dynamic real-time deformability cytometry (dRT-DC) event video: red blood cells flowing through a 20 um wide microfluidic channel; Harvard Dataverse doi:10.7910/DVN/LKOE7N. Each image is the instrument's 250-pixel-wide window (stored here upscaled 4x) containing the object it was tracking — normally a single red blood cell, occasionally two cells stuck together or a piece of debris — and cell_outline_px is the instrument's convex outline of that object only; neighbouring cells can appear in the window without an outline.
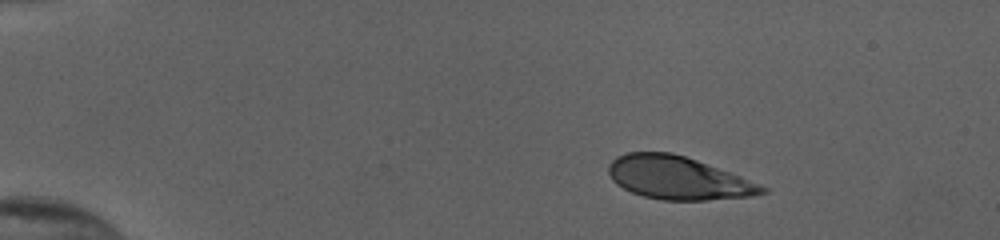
{"species": "human", "species_latin": "Homo sapiens", "temperature_condition": "cold", "stored_images_in_passage": 46, "camera_frame_rate_fps": 3000, "um_per_image_px": 0.085, "donor": {"sex": "female"}, "frame": {"image": 1, "passage_image": 1, "time_ms": 0.0, "image_size_px": [1000, 240], "cell_outline_px": [[768, 192], [752, 196], [708, 200], [664, 200], [644, 196], [632, 192], [616, 184], [612, 180], [608, 172], [608, 164], [616, 156], [628, 152], [672, 152], [696, 160], [740, 176], [768, 188]], "centroid_in_image_um": [57.61, 15.12], "position_along_channel_um": 27.4, "area_um2": 38.26}}
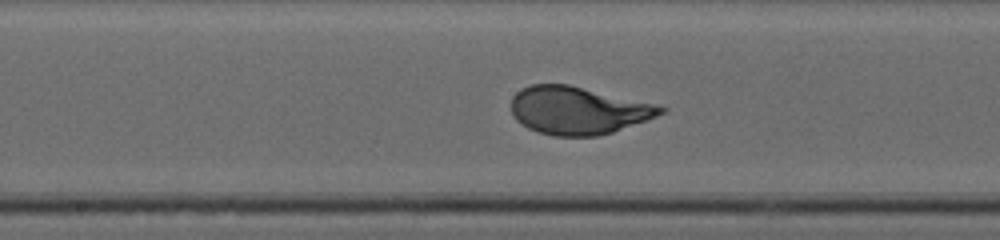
{"frame": {"image": 2, "passage_image": 22, "time_ms": 7.0, "image_size_px": [1000, 240], "cell_outline_px": [[668, 108], [664, 112], [656, 116], [612, 132], [596, 136], [552, 136], [536, 132], [528, 128], [516, 120], [512, 112], [512, 96], [520, 88], [532, 84], [568, 84], [652, 104]], "centroid_in_image_um": [49.06, 9.39], "position_along_channel_um": 199.1, "area_um2": 41.1}}
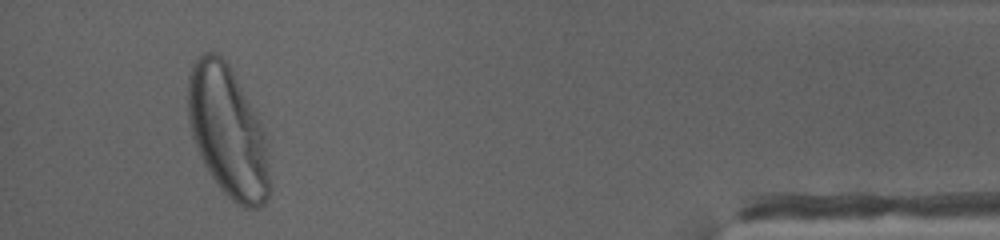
{"frame": {"image": 3, "passage_image": 43, "time_ms": 14.0, "image_size_px": [1000, 240], "cell_outline_px": [[272, 188], [264, 204], [256, 208], [244, 208], [232, 200], [220, 188], [208, 172], [204, 164], [192, 136], [188, 120], [188, 72], [192, 64], [204, 52], [216, 52], [228, 64], [256, 116], [264, 132]], "centroid_in_image_um": [19.35, 11.23], "position_along_channel_um": 415.8, "area_um2": 61.79}, "authors_computed_cell_mechanics": {"area_um2": 41.7316, "velocity_mm_per_s": 3.8465, "shape_relaxation_time_tau1_ms": 2.7877, "shape_relaxation_time_tau2_ms": null, "deformation_change_tau1": 0.1819, "deformation_change_tau2": null}}